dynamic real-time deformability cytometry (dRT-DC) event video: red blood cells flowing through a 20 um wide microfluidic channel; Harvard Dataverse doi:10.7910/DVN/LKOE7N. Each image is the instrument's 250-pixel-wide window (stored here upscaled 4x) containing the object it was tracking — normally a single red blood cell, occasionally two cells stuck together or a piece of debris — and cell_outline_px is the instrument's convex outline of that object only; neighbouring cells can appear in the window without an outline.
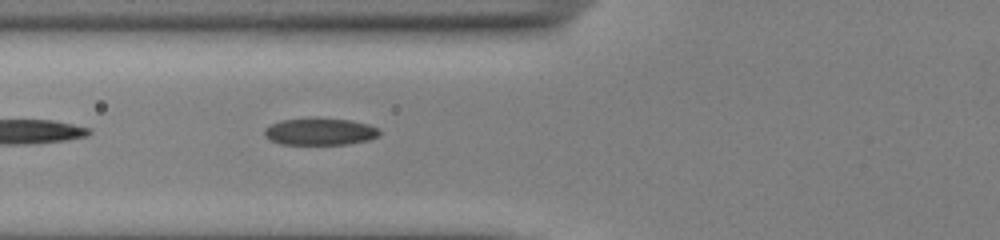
{"species": "common noctule bat (a hibernating species)", "species_latin": "Nyctalus noctula", "temperature_condition": "cold", "stored_images_in_passage": 8, "camera_frame_rate_fps": 3000, "um_per_image_px": 0.085, "animal": {"sex": "male", "body_mass_g": 13.0, "forearm_length_mm": 53.1}, "frame": {"image": 1, "passage_image": 4, "time_ms": 1.0, "image_size_px": [1000, 240], "cell_outline_px": [[380, 136], [368, 140], [348, 144], [280, 144], [264, 136], [264, 128], [280, 120], [352, 120], [368, 124], [380, 128]], "centroid_in_image_um": [27.24, 11.22], "position_along_channel_um": 98.6, "area_um2": 17.63}}